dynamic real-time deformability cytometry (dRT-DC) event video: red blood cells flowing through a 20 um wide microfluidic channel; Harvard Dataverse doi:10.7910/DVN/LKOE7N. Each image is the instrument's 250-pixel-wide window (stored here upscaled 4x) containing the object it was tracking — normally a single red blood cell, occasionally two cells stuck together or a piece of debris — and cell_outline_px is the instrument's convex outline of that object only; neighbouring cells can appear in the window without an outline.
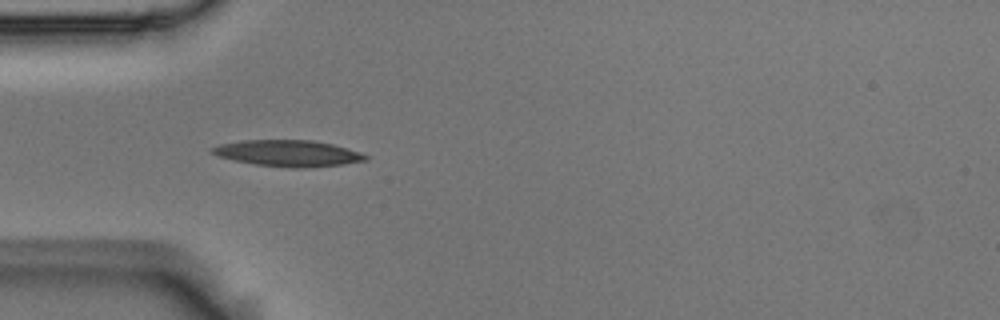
{"species": "Egyptian fruit bat (a non-hibernating species)", "species_latin": "Rousettus aegyptiacus", "temperature_condition": "room temperature", "stored_images_in_passage": 6, "camera_frame_rate_fps": 3000, "um_per_image_px": 0.085, "animal": {"sex": "male"}, "frame": {"image": 1, "passage_image": 5, "time_ms": 1.333, "image_size_px": [1000, 320], "cell_outline_px": [[368, 160], [340, 164], [304, 168], [288, 168], [256, 164], [236, 160], [220, 156], [212, 152], [208, 148], [220, 144], [244, 140], [312, 140], [332, 144], [360, 152], [368, 156]], "centroid_in_image_um": [24.49, 13.02], "position_along_channel_um": 60.5, "area_um2": 23.24}}
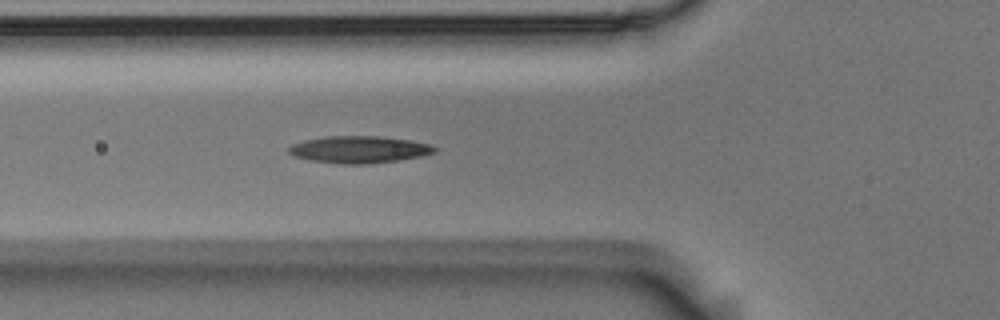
{"frame": {"image": 2, "passage_image": 6, "time_ms": 1.667, "image_size_px": [1000, 320], "cell_outline_px": [[436, 152], [420, 156], [396, 160], [368, 164], [340, 164], [308, 160], [292, 156], [288, 152], [288, 148], [292, 144], [304, 140], [324, 136], [380, 136], [408, 140], [432, 144], [436, 148]], "centroid_in_image_um": [30.48, 12.71], "position_along_channel_um": 95.3, "area_um2": 23.06}}